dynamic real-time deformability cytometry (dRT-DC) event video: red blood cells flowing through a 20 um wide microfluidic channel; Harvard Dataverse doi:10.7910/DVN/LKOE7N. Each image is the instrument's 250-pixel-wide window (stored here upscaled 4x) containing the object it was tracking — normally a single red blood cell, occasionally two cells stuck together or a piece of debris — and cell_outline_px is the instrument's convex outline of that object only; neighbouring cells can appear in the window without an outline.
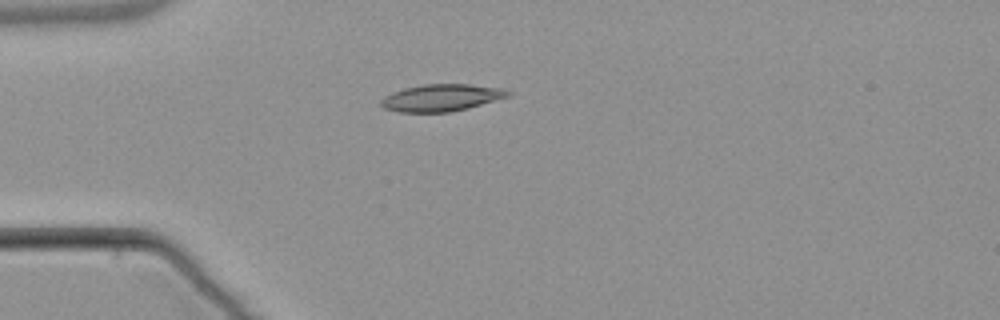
{"species": "common noctule bat (a hibernating species)", "species_latin": "Nyctalus noctula", "temperature_condition": "warm", "stored_images_in_passage": 4, "camera_frame_rate_fps": 3000, "um_per_image_px": 0.085, "animal": {"sex": "male", "body_mass_g": 21.5, "forearm_length_mm": 52.0}, "frame": {"image": 1, "passage_image": 4, "time_ms": 4.0, "image_size_px": [1000, 320], "cell_outline_px": [[512, 96], [468, 108], [448, 112], [400, 112], [384, 108], [380, 104], [380, 100], [384, 96], [392, 92], [404, 88], [424, 84], [468, 84], [504, 88], [512, 92]], "centroid_in_image_um": [37.55, 8.3], "position_along_channel_um": 47.4, "area_um2": 20.17}}